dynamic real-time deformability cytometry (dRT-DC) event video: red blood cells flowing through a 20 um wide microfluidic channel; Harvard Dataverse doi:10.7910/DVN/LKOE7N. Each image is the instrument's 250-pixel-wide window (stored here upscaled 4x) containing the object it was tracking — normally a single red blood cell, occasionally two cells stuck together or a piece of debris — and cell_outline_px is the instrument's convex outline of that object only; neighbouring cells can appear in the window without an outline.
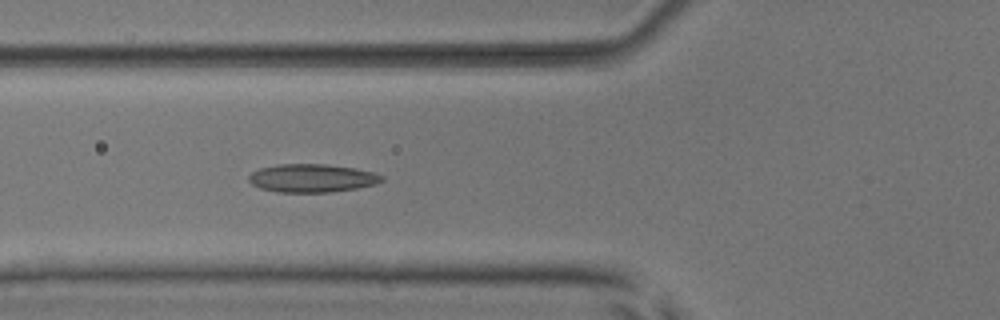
{"species": "common noctule bat (a hibernating species)", "species_latin": "Nyctalus noctula", "temperature_condition": "room temperature", "stored_images_in_passage": 6, "camera_frame_rate_fps": 3000, "um_per_image_px": 0.085, "animal": {"sex": "male", "body_mass_g": 17.9, "forearm_length_mm": 54.2}, "frame": {"image": 1, "passage_image": 6, "time_ms": 6.333, "image_size_px": [1000, 320], "cell_outline_px": [[384, 180], [376, 184], [356, 188], [328, 192], [276, 192], [260, 188], [252, 184], [248, 180], [248, 176], [252, 172], [260, 168], [280, 164], [324, 164], [356, 168], [372, 172], [384, 176]], "centroid_in_image_um": [26.51, 15.14], "position_along_channel_um": 99.3, "area_um2": 21.85}}